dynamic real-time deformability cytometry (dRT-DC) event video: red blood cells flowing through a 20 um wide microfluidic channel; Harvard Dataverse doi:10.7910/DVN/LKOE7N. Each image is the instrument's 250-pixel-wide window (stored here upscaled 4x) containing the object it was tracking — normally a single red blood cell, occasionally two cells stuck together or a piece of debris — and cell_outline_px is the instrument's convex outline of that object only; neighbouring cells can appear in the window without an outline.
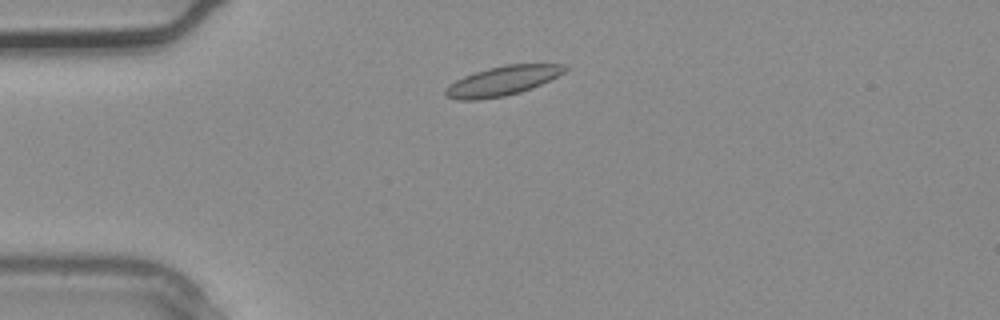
{"species": "common noctule bat (a hibernating species)", "species_latin": "Nyctalus noctula", "temperature_condition": "warm", "stored_images_in_passage": 1, "camera_frame_rate_fps": 3000, "um_per_image_px": 0.085, "animal": {"sex": "male", "body_mass_g": 20.4}, "frame": {"image": 1, "passage_image": 1, "time_ms": 0.0, "image_size_px": [1000, 320], "cell_outline_px": [[572, 68], [532, 88], [520, 92], [504, 96], [476, 100], [460, 100], [448, 96], [444, 92], [444, 88], [448, 84], [464, 76], [488, 68], [504, 64], [564, 64]], "centroid_in_image_um": [42.71, 6.86], "position_along_channel_um": 42.3, "area_um2": 20.4}}